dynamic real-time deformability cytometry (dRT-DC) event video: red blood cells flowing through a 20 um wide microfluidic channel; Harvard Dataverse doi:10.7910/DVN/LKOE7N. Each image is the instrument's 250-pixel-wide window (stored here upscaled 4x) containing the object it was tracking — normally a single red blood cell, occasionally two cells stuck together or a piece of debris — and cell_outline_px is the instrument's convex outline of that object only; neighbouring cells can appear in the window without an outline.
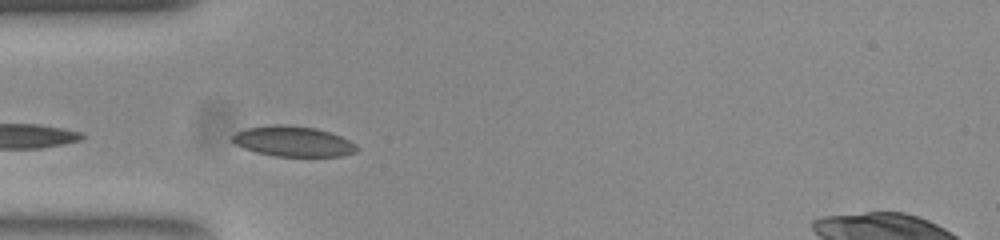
{"species": "common noctule bat (a hibernating species)", "species_latin": "Nyctalus noctula", "temperature_condition": "room temperature", "stored_images_in_passage": 11, "camera_frame_rate_fps": 3000, "um_per_image_px": 0.085, "animal": {"sex": "female", "body_mass_g": 23.0, "forearm_length_mm": 53.4}, "frame": {"image": 1, "passage_image": 2, "time_ms": 0.333, "image_size_px": [1000, 240], "cell_outline_px": [[360, 148], [356, 152], [340, 156], [276, 156], [256, 152], [244, 148], [236, 144], [232, 140], [232, 136], [236, 132], [248, 128], [272, 124], [284, 124], [316, 128], [340, 136], [356, 144]], "centroid_in_image_um": [24.93, 12.01], "position_along_channel_um": 60.1, "area_um2": 21.91}}